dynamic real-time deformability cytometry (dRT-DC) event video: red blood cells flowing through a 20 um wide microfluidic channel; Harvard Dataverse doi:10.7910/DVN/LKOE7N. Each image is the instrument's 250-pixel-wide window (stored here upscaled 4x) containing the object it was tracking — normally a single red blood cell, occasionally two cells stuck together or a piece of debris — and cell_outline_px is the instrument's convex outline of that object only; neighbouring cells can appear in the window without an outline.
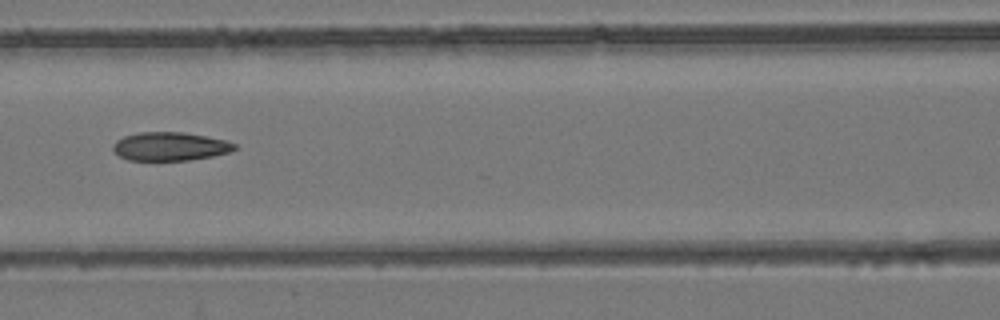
{"species": "common noctule bat (a hibernating species)", "species_latin": "Nyctalus noctula", "temperature_condition": "room temperature", "stored_images_in_passage": 9, "camera_frame_rate_fps": 3000, "um_per_image_px": 0.085, "animal": {"sex": "female", "body_mass_g": 24.6, "forearm_length_mm": 56.2}, "frame": {"image": 1, "passage_image": 8, "time_ms": 9.0, "image_size_px": [1000, 320], "cell_outline_px": [[236, 148], [228, 152], [212, 156], [188, 160], [128, 160], [120, 156], [112, 148], [112, 144], [116, 140], [124, 136], [140, 132], [184, 132], [228, 140], [236, 144]], "centroid_in_image_um": [14.45, 12.43], "position_along_channel_um": 152.1, "area_um2": 20.17}}
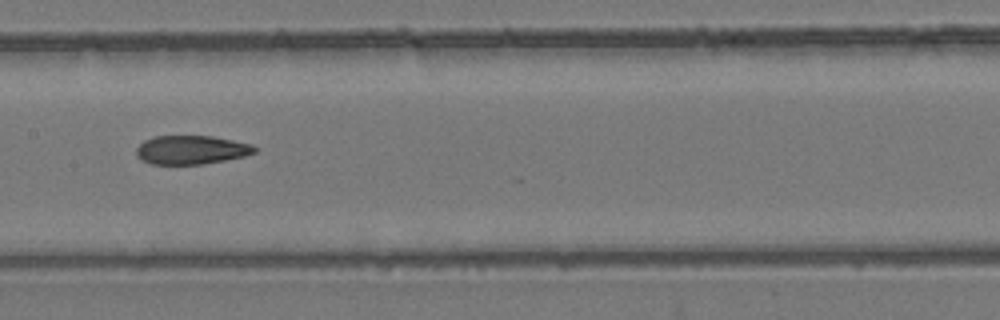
{"frame": {"image": 2, "passage_image": 9, "time_ms": 10.0, "image_size_px": [1000, 320], "cell_outline_px": [[256, 152], [244, 156], [224, 160], [200, 164], [152, 164], [136, 156], [136, 148], [144, 140], [152, 136], [212, 136], [252, 144], [256, 148]], "centroid_in_image_um": [16.24, 12.73], "position_along_channel_um": 191.2, "area_um2": 19.71}}